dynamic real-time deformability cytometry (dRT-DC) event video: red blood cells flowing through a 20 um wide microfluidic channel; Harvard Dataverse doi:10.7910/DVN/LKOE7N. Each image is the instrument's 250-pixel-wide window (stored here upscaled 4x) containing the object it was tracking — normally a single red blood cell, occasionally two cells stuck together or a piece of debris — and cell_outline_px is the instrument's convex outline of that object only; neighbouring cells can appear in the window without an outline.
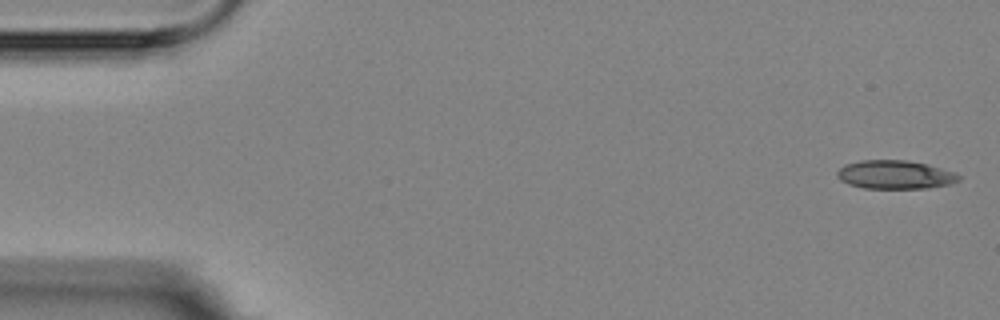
{"species": "Egyptian fruit bat (a non-hibernating species)", "species_latin": "Rousettus aegyptiacus", "temperature_condition": "room temperature", "stored_images_in_passage": 7, "camera_frame_rate_fps": 3000, "um_per_image_px": 0.085, "animal": {"sex": "female"}, "frame": {"image": 1, "passage_image": 1, "time_ms": 0.0, "image_size_px": [1000, 320], "cell_outline_px": [[960, 180], [952, 184], [928, 188], [864, 188], [848, 184], [840, 180], [836, 176], [836, 172], [844, 164], [860, 160], [908, 160], [956, 172], [960, 176]], "centroid_in_image_um": [76.07, 14.85], "position_along_channel_um": 8.9, "area_um2": 20.35}}
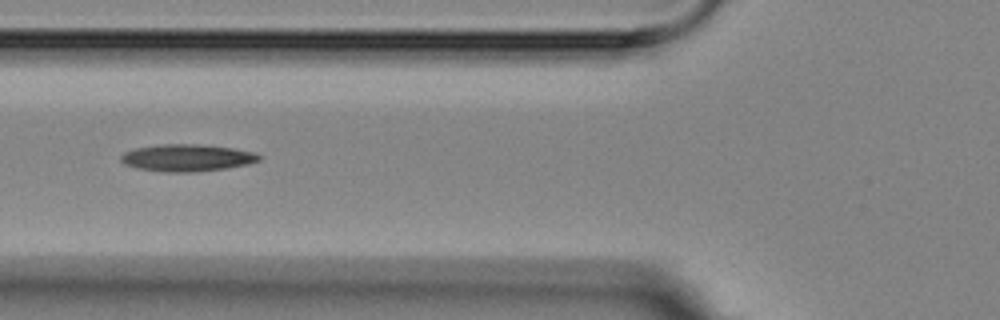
{"frame": {"image": 2, "passage_image": 6, "time_ms": 6.333, "image_size_px": [1000, 320], "cell_outline_px": [[264, 156], [260, 160], [248, 164], [224, 168], [192, 172], [164, 172], [136, 168], [124, 164], [120, 160], [120, 156], [124, 152], [136, 148], [164, 144], [200, 144], [232, 148], [256, 152]], "centroid_in_image_um": [15.91, 13.41], "position_along_channel_um": 109.9, "area_um2": 21.85}}
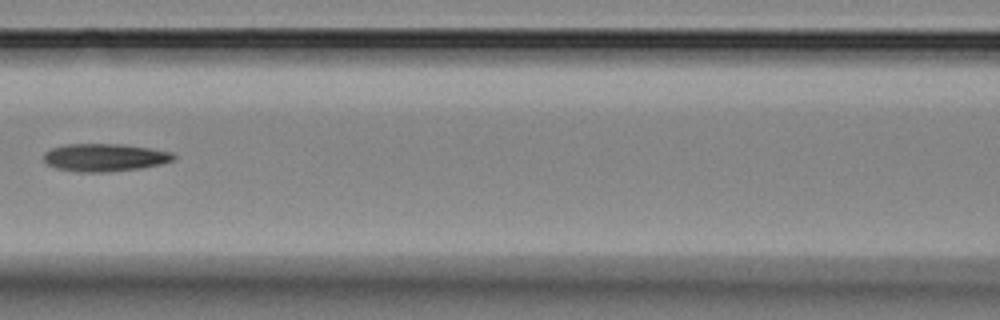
{"frame": {"image": 3, "passage_image": 7, "time_ms": 7.667, "image_size_px": [1000, 320], "cell_outline_px": [[176, 156], [172, 160], [160, 164], [140, 168], [104, 172], [76, 172], [56, 168], [48, 164], [44, 160], [44, 152], [52, 148], [64, 144], [116, 144], [148, 148], [172, 152]], "centroid_in_image_um": [8.86, 13.39], "position_along_channel_um": 157.7, "area_um2": 20.81}}